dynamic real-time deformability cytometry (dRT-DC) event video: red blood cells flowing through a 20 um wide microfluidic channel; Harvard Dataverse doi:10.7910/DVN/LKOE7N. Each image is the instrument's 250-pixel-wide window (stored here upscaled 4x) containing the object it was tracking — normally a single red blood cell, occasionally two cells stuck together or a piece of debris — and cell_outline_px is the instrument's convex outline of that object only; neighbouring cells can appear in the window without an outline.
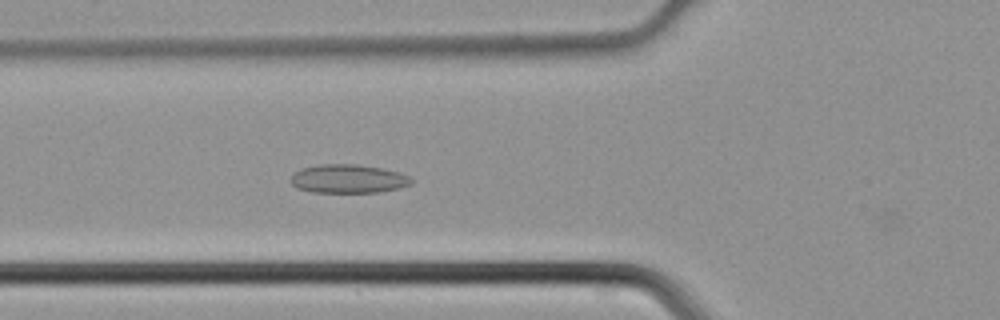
{"species": "common noctule bat (a hibernating species)", "species_latin": "Nyctalus noctula", "temperature_condition": "cold", "stored_images_in_passage": 34, "camera_frame_rate_fps": 3000, "um_per_image_px": 0.085, "animal": {"sex": "male", "body_mass_g": 21.5, "forearm_length_mm": 52.0}, "frame": {"image": 1, "passage_image": 5, "time_ms": 1.333, "image_size_px": [1000, 320], "cell_outline_px": [[412, 184], [400, 188], [376, 192], [312, 192], [296, 188], [292, 184], [292, 176], [300, 168], [316, 164], [356, 164], [380, 168], [400, 172], [408, 176], [412, 180]], "centroid_in_image_um": [29.59, 15.19], "position_along_channel_um": 96.2, "area_um2": 20.11}}
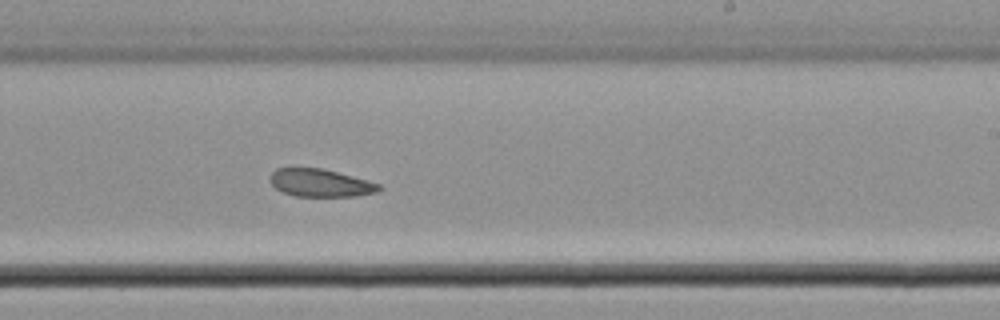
{"frame": {"image": 2, "passage_image": 16, "time_ms": 5.0, "image_size_px": [1000, 320], "cell_outline_px": [[384, 188], [376, 192], [356, 196], [296, 196], [284, 192], [276, 188], [268, 180], [272, 172], [276, 168], [320, 168], [368, 180], [380, 184]], "centroid_in_image_um": [27.24, 15.55], "position_along_channel_um": 261.8, "area_um2": 17.51}}
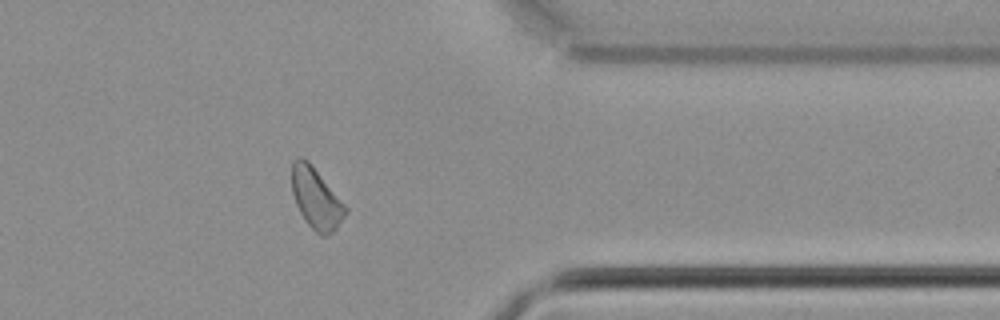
{"frame": {"image": 3, "passage_image": 25, "time_ms": 8.0, "image_size_px": [1000, 320], "cell_outline_px": [[348, 212], [336, 228], [332, 232], [324, 236], [320, 236], [304, 220], [296, 204], [292, 192], [292, 160], [296, 156], [300, 156], [308, 160], [348, 208]], "centroid_in_image_um": [26.86, 16.85], "position_along_channel_um": 384.5, "area_um2": 19.02}}